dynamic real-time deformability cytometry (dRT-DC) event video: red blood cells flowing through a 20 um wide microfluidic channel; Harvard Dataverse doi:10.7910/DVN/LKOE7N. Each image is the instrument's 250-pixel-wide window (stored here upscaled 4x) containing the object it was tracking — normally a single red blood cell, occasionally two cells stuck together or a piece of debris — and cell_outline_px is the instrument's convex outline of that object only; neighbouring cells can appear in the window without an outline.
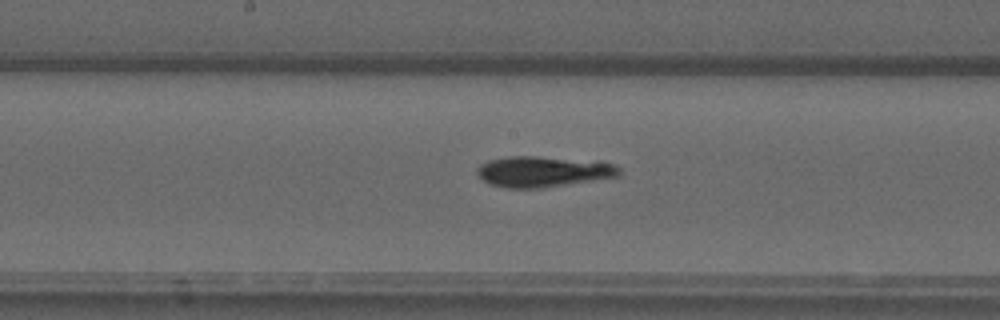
{"species": "common noctule bat (a hibernating species)", "species_latin": "Nyctalus noctula", "temperature_condition": "warm", "stored_images_in_passage": 39, "camera_frame_rate_fps": 3000, "um_per_image_px": 0.085, "animal": {"sex": "male", "forearm_length_mm": 52.5}, "frame": {"image": 1, "passage_image": 14, "time_ms": 4.333, "image_size_px": [1000, 320], "cell_outline_px": [[620, 172], [616, 176], [592, 180], [540, 188], [504, 188], [492, 184], [484, 180], [476, 172], [476, 168], [480, 164], [488, 160], [508, 156], [540, 156], [600, 160], [616, 164], [620, 168]], "centroid_in_image_um": [46.18, 14.55], "position_along_channel_um": 202.0, "area_um2": 25.66}}
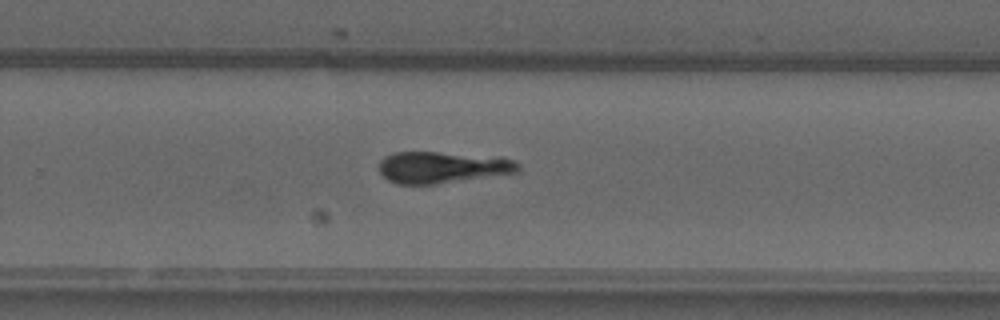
{"frame": {"image": 2, "passage_image": 21, "time_ms": 6.667, "image_size_px": [1000, 320], "cell_outline_px": [[520, 172], [432, 184], [396, 184], [388, 180], [380, 172], [380, 160], [384, 156], [396, 152], [436, 152], [500, 156], [516, 160], [520, 164]], "centroid_in_image_um": [37.65, 14.21], "position_along_channel_um": 292.2, "area_um2": 25.72}}
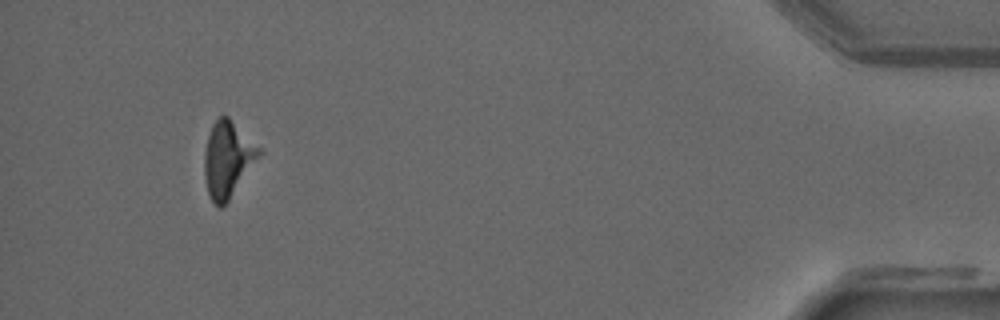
{"frame": {"image": 3, "passage_image": 36, "time_ms": 11.667, "image_size_px": [1000, 320], "cell_outline_px": [[264, 152], [228, 200], [220, 208], [212, 200], [208, 192], [204, 172], [204, 152], [208, 136], [212, 124], [220, 116], [228, 116]], "centroid_in_image_um": [19.36, 13.51], "position_along_channel_um": 415.8, "area_um2": 23.87}}